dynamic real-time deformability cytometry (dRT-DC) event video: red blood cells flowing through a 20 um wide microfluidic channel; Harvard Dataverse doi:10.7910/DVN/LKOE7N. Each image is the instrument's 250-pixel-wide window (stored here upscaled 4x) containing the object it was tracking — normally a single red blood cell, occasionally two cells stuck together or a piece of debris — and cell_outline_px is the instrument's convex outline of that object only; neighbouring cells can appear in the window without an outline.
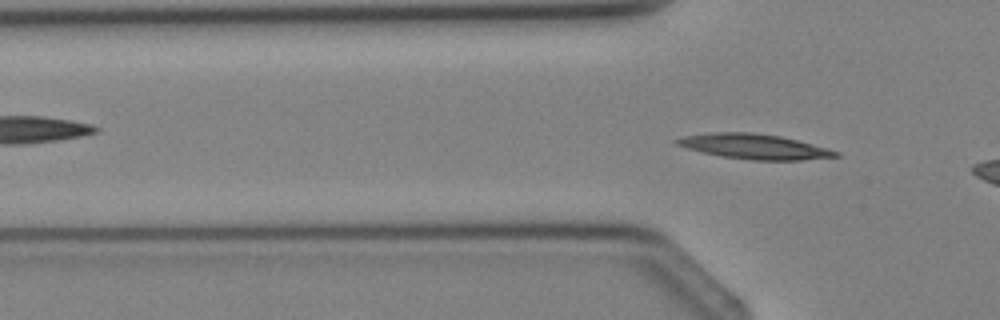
{"species": "Egyptian fruit bat (a non-hibernating species)", "species_latin": "Rousettus aegyptiacus", "temperature_condition": "cold", "stored_images_in_passage": 4, "camera_frame_rate_fps": 3000, "um_per_image_px": 0.085, "animal": {"sex": "female"}, "frame": {"image": 1, "passage_image": 4, "time_ms": 4.667, "image_size_px": [1000, 320], "cell_outline_px": [[840, 156], [800, 160], [752, 160], [720, 156], [688, 148], [676, 144], [672, 140], [680, 136], [712, 132], [752, 132], [780, 136], [828, 148], [840, 152]], "centroid_in_image_um": [64.08, 12.45], "position_along_channel_um": 61.7, "area_um2": 23.12}}